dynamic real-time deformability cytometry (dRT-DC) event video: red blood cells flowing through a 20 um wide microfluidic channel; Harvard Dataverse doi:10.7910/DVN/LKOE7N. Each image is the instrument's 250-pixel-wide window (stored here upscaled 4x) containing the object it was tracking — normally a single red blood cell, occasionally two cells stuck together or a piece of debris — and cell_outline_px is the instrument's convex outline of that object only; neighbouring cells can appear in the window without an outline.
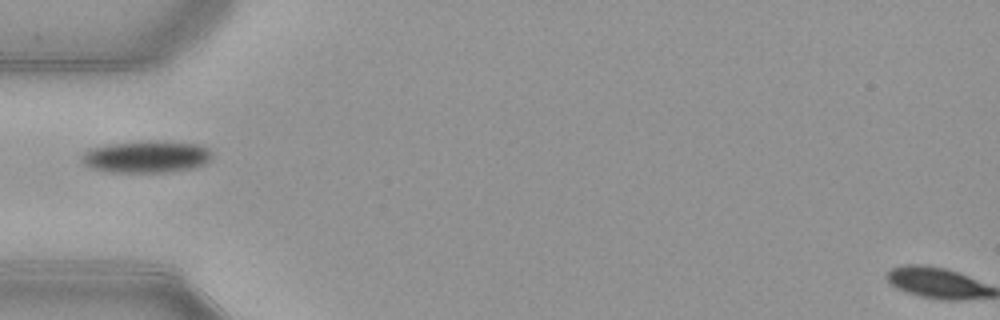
{"species": "common noctule bat (a hibernating species)", "species_latin": "Nyctalus noctula", "temperature_condition": "warm", "stored_images_in_passage": 36, "camera_frame_rate_fps": 3000, "um_per_image_px": 0.085, "animal": {"sex": "female", "body_mass_g": 21.9}, "frame": {"image": 1, "passage_image": 1, "time_ms": 0.0, "image_size_px": [1000, 320], "cell_outline_px": [[212, 156], [204, 164], [192, 168], [168, 172], [112, 172], [92, 168], [84, 164], [80, 160], [80, 156], [84, 152], [92, 148], [108, 144], [136, 140], [164, 140], [200, 144], [208, 148], [212, 152]], "centroid_in_image_um": [12.45, 13.29], "position_along_channel_um": 72.5, "area_um2": 24.8}}
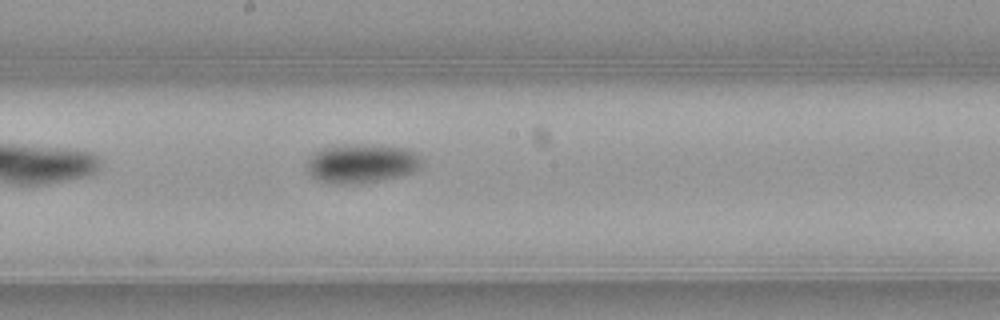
{"frame": {"image": 2, "passage_image": 12, "time_ms": 3.667, "image_size_px": [1000, 320], "cell_outline_px": [[424, 160], [420, 168], [412, 172], [380, 180], [360, 184], [336, 184], [316, 180], [308, 176], [308, 156], [328, 144], [356, 144], [408, 148], [420, 156]], "centroid_in_image_um": [30.68, 13.88], "position_along_channel_um": 217.5, "area_um2": 26.65}}
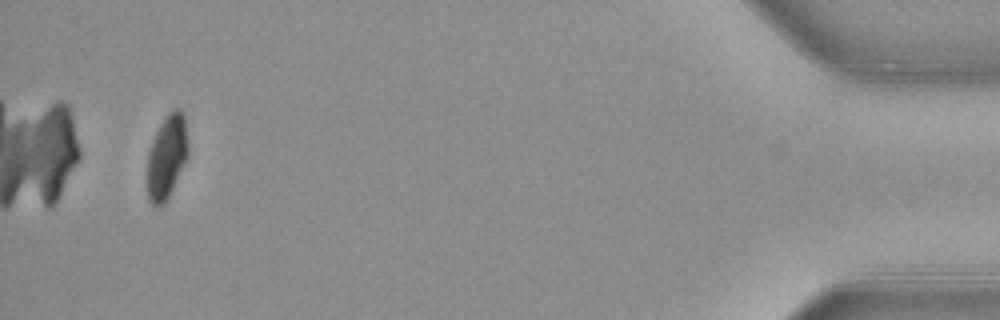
{"frame": {"image": 3, "passage_image": 34, "time_ms": 11.0, "image_size_px": [1000, 320], "cell_outline_px": [[188, 156], [164, 204], [156, 208], [148, 200], [148, 152], [156, 132], [160, 124], [168, 112], [176, 108], [180, 108], [184, 112], [188, 144]], "centroid_in_image_um": [14.19, 13.29], "position_along_channel_um": 421.0, "area_um2": 19.83}}